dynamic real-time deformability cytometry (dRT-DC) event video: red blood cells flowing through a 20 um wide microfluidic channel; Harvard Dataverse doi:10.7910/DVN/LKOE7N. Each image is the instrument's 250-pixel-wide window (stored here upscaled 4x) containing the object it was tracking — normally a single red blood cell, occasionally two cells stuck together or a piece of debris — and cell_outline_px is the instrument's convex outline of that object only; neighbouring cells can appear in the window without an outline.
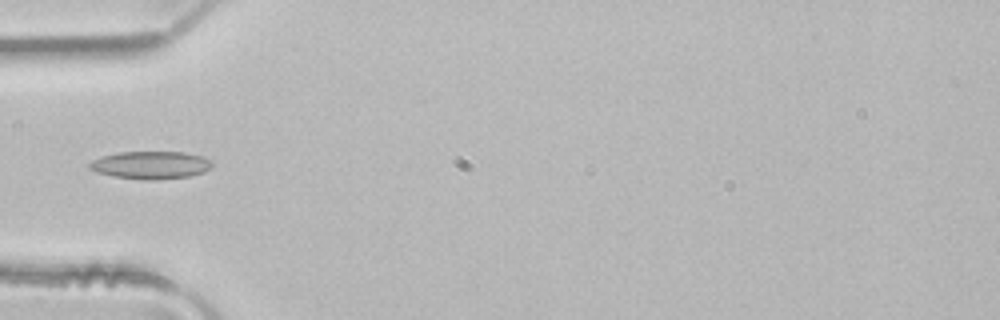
{"species": "common noctule bat (a hibernating species)", "species_latin": "Nyctalus noctula", "temperature_condition": "room temperature", "stored_images_in_passage": 2, "camera_frame_rate_fps": 3000, "um_per_image_px": 0.085, "animal": {"sex": "male", "body_mass_g": 21.5, "forearm_length_mm": 52.0}, "frame": {"image": 1, "passage_image": 2, "time_ms": 0.333, "image_size_px": [1000, 320], "cell_outline_px": [[212, 168], [204, 172], [188, 176], [156, 180], [144, 180], [112, 176], [96, 172], [88, 168], [88, 164], [92, 160], [104, 156], [120, 152], [184, 152], [204, 156], [212, 160]], "centroid_in_image_um": [12.84, 14.03], "position_along_channel_um": 72.2, "area_um2": 19.94}}